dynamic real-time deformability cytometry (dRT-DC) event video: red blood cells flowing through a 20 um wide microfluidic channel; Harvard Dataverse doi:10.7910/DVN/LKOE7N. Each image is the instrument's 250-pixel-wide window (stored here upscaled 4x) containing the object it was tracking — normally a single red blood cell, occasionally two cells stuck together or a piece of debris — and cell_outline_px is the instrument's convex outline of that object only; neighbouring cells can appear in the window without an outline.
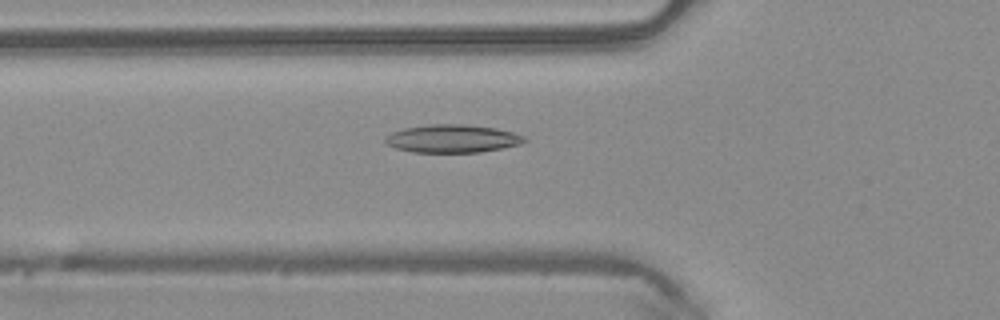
{"species": "common noctule bat (a hibernating species)", "species_latin": "Nyctalus noctula", "temperature_condition": "warm", "stored_images_in_passage": 50, "camera_frame_rate_fps": 3000, "um_per_image_px": 0.085, "animal": {"sex": "male", "body_mass_g": 20.4}, "frame": {"image": 1, "passage_image": 18, "time_ms": 5.667, "image_size_px": [1000, 320], "cell_outline_px": [[528, 140], [520, 144], [480, 152], [412, 152], [396, 148], [388, 144], [384, 140], [384, 136], [392, 132], [404, 128], [428, 124], [464, 124], [496, 128], [512, 132], [524, 136]], "centroid_in_image_um": [38.43, 11.77], "position_along_channel_um": 87.4, "area_um2": 22.66}}
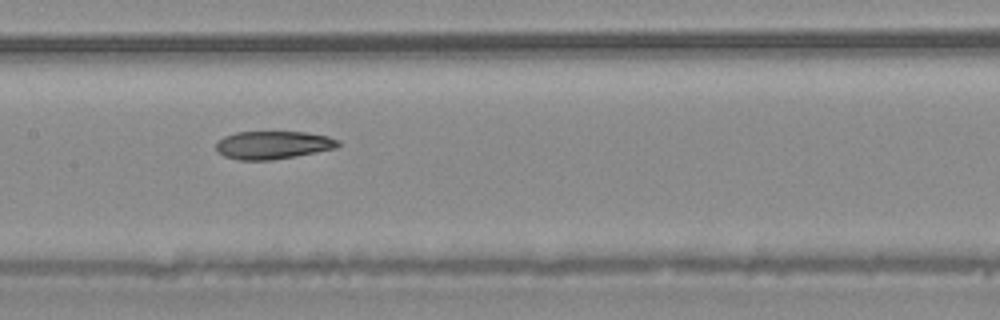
{"frame": {"image": 2, "passage_image": 25, "time_ms": 8.0, "image_size_px": [1000, 320], "cell_outline_px": [[340, 144], [336, 148], [296, 156], [272, 160], [240, 160], [224, 156], [216, 152], [216, 144], [224, 136], [236, 132], [308, 132], [328, 136], [340, 140]], "centroid_in_image_um": [23.21, 12.32], "position_along_channel_um": 184.2, "area_um2": 20.0}}
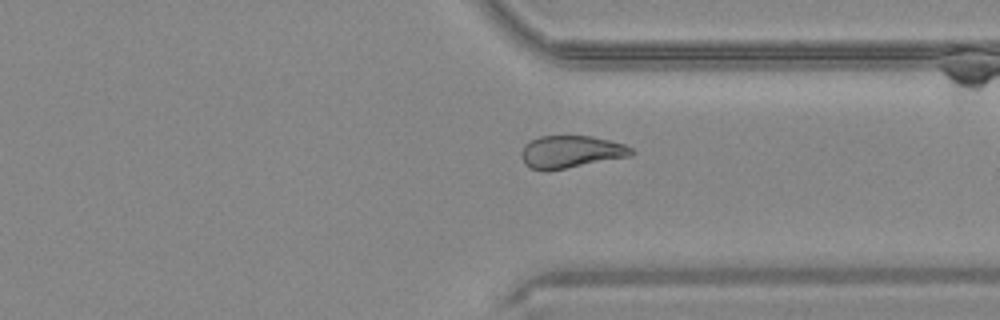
{"frame": {"image": 3, "passage_image": 38, "time_ms": 12.333, "image_size_px": [1000, 320], "cell_outline_px": [[636, 152], [632, 156], [548, 172], [544, 172], [532, 168], [524, 164], [520, 156], [520, 152], [524, 144], [540, 136], [592, 136], [624, 144], [632, 148]], "centroid_in_image_um": [48.51, 12.93], "position_along_channel_um": 362.9, "area_um2": 21.21}, "authors_computed_cell_mechanics": {"area_um2": 22.3397, "velocity_mm_per_s": 4.1198, "shape_relaxation_time_tau1_ms": null, "shape_relaxation_time_tau2_ms": 4.0215, "deformation_change_tau1": null, "deformation_change_tau2": 0.1084}}